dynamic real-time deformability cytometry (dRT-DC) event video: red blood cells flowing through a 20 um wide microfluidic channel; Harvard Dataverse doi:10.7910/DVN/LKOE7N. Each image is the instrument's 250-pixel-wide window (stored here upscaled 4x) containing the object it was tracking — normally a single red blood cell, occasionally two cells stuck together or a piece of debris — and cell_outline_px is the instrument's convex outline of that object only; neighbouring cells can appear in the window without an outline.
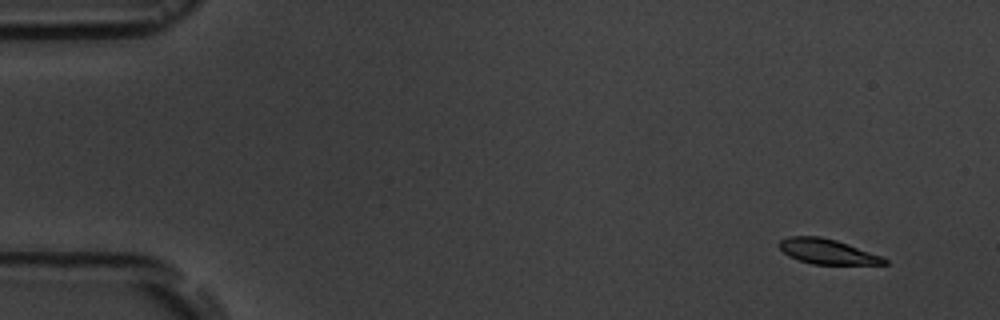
{"species": "common noctule bat (a hibernating species)", "species_latin": "Nyctalus noctula", "temperature_condition": "room temperature", "stored_images_in_passage": 4, "camera_frame_rate_fps": 3000, "um_per_image_px": 0.085, "animal": {"sex": "male", "body_mass_g": 19.5, "forearm_length_mm": 54.6}, "frame": {"image": 1, "passage_image": 1, "time_ms": 0.0, "image_size_px": [1000, 320], "cell_outline_px": [[888, 264], [812, 264], [788, 256], [776, 244], [780, 240], [788, 236], [820, 236], [836, 240], [848, 244], [880, 256], [888, 260]], "centroid_in_image_um": [70.27, 21.37], "position_along_channel_um": 14.7, "area_um2": 15.2}}
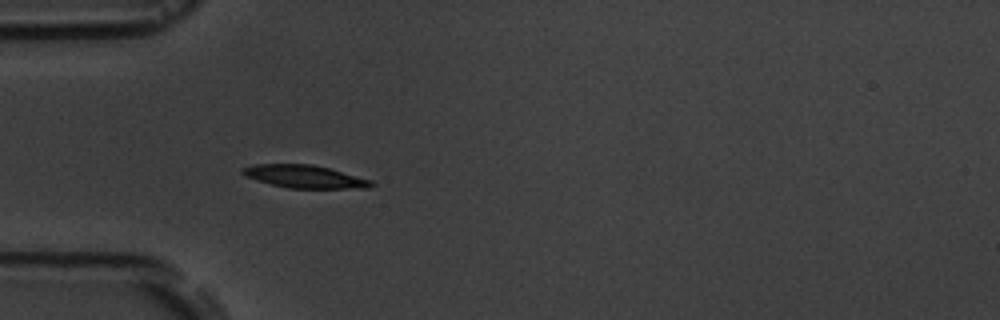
{"frame": {"image": 2, "passage_image": 4, "time_ms": 4.333, "image_size_px": [1000, 320], "cell_outline_px": [[376, 184], [368, 188], [288, 188], [256, 180], [244, 176], [240, 172], [240, 168], [256, 164], [312, 164], [328, 168], [372, 180]], "centroid_in_image_um": [25.87, 15.0], "position_along_channel_um": 59.1, "area_um2": 17.11}}